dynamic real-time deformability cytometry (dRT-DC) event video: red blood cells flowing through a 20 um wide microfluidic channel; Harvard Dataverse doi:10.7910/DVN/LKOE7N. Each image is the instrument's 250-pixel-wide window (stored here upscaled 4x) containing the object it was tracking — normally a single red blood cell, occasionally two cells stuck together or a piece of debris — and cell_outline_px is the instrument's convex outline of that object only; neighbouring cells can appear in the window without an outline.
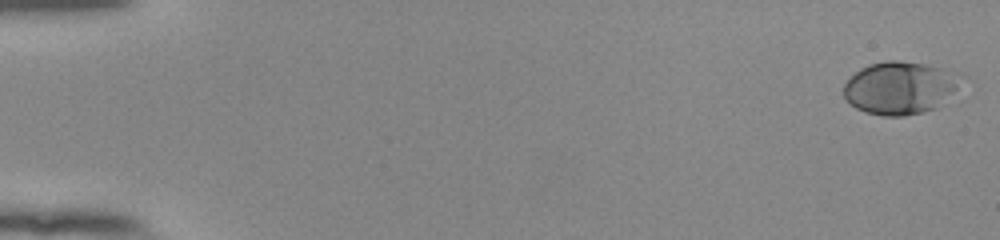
{"species": "human", "species_latin": "Homo sapiens", "temperature_condition": "room temperature", "stored_images_in_passage": 55, "camera_frame_rate_fps": 3000, "um_per_image_px": 0.085, "donor": {"sex": "female"}, "frame": {"image": 1, "passage_image": 1, "time_ms": 0.0, "image_size_px": [1000, 240], "cell_outline_px": [[968, 76], [936, 108], [924, 112], [904, 116], [884, 116], [864, 112], [856, 108], [844, 96], [844, 84], [860, 68], [868, 64], [888, 60], [900, 60], [924, 64], [960, 72]], "centroid_in_image_um": [76.54, 7.45], "position_along_channel_um": 8.5, "area_um2": 36.24}}
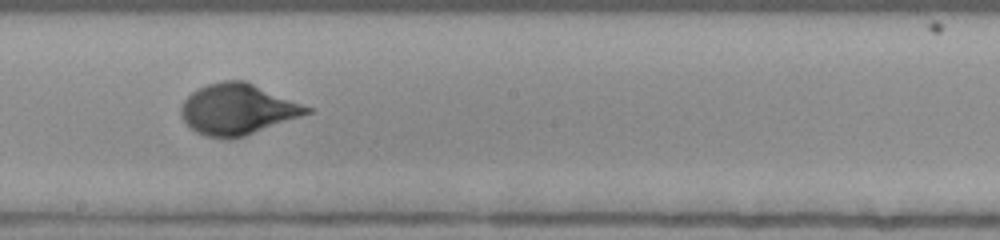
{"frame": {"image": 2, "passage_image": 32, "time_ms": 10.333, "image_size_px": [1000, 240], "cell_outline_px": [[312, 112], [244, 136], [228, 140], [204, 136], [196, 132], [184, 120], [180, 112], [180, 108], [184, 100], [192, 92], [208, 84], [224, 80], [248, 80], [312, 108]], "centroid_in_image_um": [20.19, 9.28], "position_along_channel_um": 228.0, "area_um2": 37.28}}
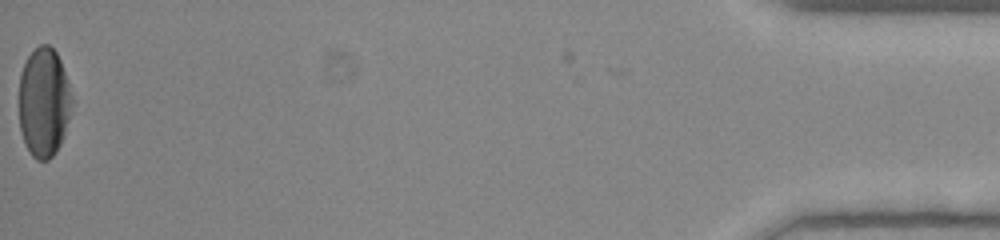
{"frame": {"image": 3, "passage_image": 55, "time_ms": 18.0, "image_size_px": [1000, 240], "cell_outline_px": [[72, 112], [64, 136], [56, 152], [48, 160], [36, 160], [32, 156], [24, 144], [20, 128], [20, 72], [28, 56], [40, 44], [48, 44], [56, 52], [60, 60], [72, 96]], "centroid_in_image_um": [3.74, 8.73], "position_along_channel_um": 431.5, "area_um2": 33.81}, "authors_computed_cell_mechanics": {"area_um2": 34.3332, "velocity_mm_per_s": 3.8296, "shape_relaxation_time_tau1_ms": 3.2682, "shape_relaxation_time_tau2_ms": null, "deformation_change_tau1": 0.1634, "deformation_change_tau2": null}}